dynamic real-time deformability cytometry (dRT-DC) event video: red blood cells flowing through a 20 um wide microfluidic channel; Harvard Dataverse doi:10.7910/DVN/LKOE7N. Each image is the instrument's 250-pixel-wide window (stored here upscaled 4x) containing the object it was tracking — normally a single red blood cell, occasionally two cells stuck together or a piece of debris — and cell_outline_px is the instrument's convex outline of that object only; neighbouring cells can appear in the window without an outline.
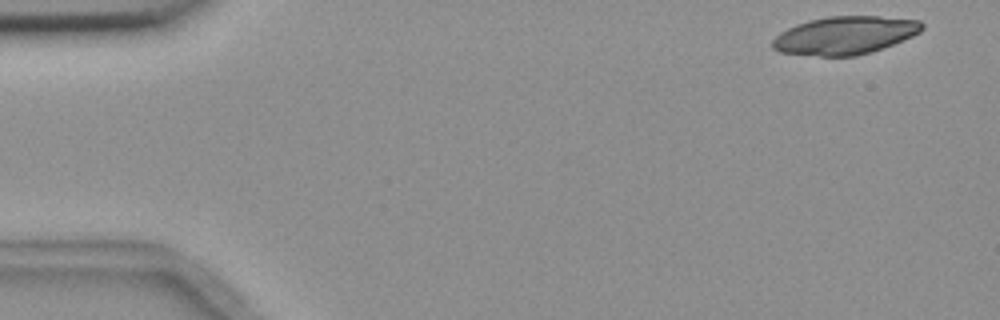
{"species": "common noctule bat (a hibernating species)", "species_latin": "Nyctalus noctula", "temperature_condition": "room temperature", "stored_images_in_passage": 6, "camera_frame_rate_fps": 3000, "um_per_image_px": 0.085, "animal": {"sex": "female", "body_mass_g": 18.4}, "frame": {"image": 1, "passage_image": 1, "time_ms": 0.0, "image_size_px": [1000, 320], "cell_outline_px": [[924, 28], [920, 32], [912, 36], [892, 44], [856, 56], [820, 56], [780, 52], [772, 48], [772, 40], [780, 32], [796, 24], [808, 20], [828, 16], [876, 16], [920, 20], [924, 24]], "centroid_in_image_um": [71.8, 2.99], "position_along_channel_um": 13.2, "area_um2": 32.95}}